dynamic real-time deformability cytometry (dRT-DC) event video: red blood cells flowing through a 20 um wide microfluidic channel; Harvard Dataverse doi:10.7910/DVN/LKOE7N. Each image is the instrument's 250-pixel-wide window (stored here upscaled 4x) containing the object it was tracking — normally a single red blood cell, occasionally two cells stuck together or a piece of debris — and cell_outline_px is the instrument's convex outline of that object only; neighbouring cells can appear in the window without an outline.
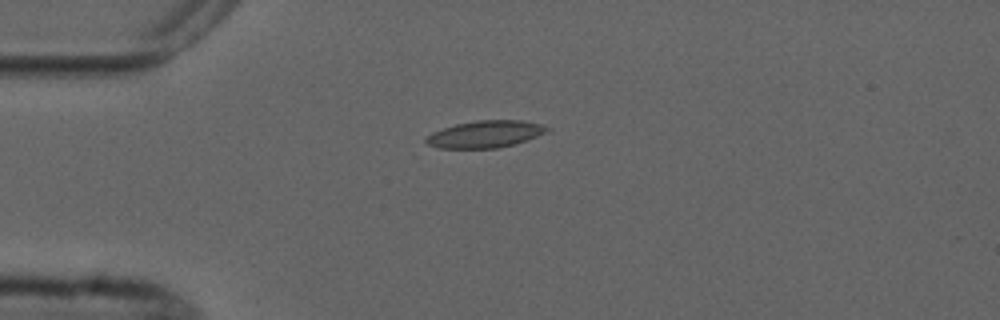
{"species": "common noctule bat (a hibernating species)", "species_latin": "Nyctalus noctula", "temperature_condition": "cold", "stored_images_in_passage": 4, "camera_frame_rate_fps": 3000, "um_per_image_px": 0.085, "animal": {"sex": "male", "forearm_length_mm": 52.5}, "frame": {"image": 1, "passage_image": 1, "time_ms": 0.0, "image_size_px": [1000, 320], "cell_outline_px": [[552, 132], [516, 144], [496, 148], [440, 148], [428, 144], [424, 140], [432, 132], [456, 124], [476, 120], [520, 120], [540, 124], [552, 128]], "centroid_in_image_um": [41.34, 11.4], "position_along_channel_um": 43.7, "area_um2": 19.25}}
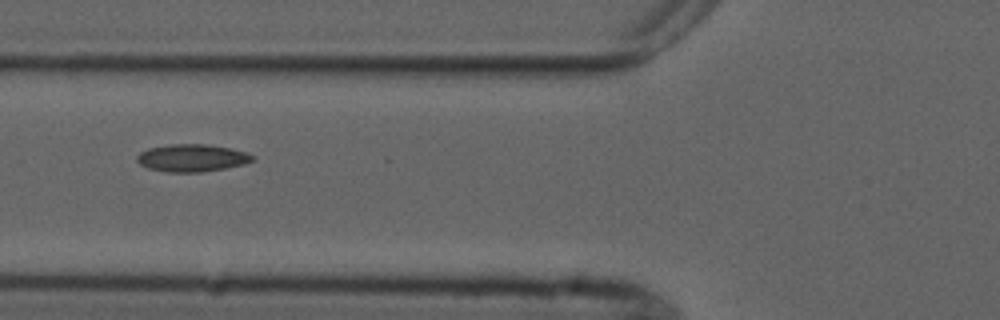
{"frame": {"image": 2, "passage_image": 3, "time_ms": 2.333, "image_size_px": [1000, 320], "cell_outline_px": [[256, 160], [244, 164], [224, 168], [200, 172], [168, 172], [148, 168], [140, 164], [136, 160], [136, 156], [140, 152], [148, 148], [172, 144], [204, 144], [232, 148], [244, 152], [252, 156]], "centroid_in_image_um": [16.3, 13.42], "position_along_channel_um": 109.5, "area_um2": 18.38}}
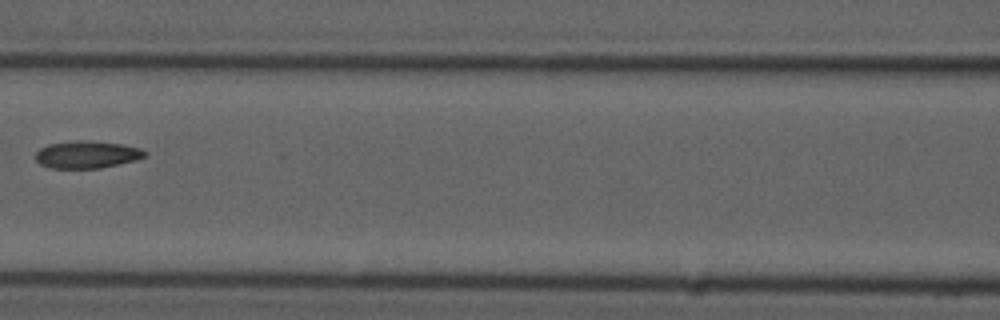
{"frame": {"image": 3, "passage_image": 4, "time_ms": 3.667, "image_size_px": [1000, 320], "cell_outline_px": [[148, 156], [136, 160], [100, 168], [52, 168], [40, 164], [36, 160], [36, 152], [40, 148], [48, 144], [76, 140], [84, 140], [124, 144], [140, 148], [148, 152]], "centroid_in_image_um": [7.42, 13.13], "position_along_channel_um": 159.2, "area_um2": 17.51}}